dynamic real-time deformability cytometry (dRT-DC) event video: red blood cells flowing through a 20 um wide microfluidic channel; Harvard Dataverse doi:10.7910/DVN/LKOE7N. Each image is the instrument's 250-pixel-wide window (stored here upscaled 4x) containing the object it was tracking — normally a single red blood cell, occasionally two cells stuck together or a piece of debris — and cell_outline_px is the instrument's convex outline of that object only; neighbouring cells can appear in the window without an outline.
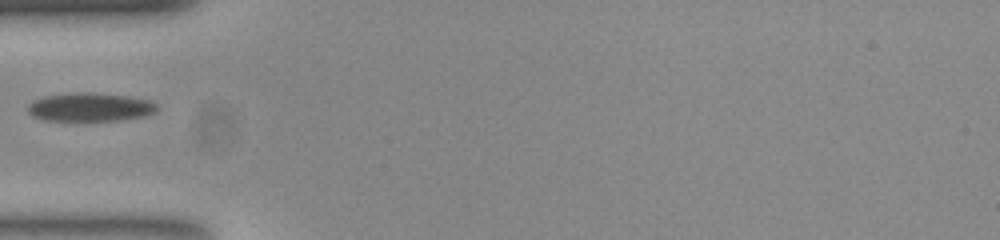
{"species": "common noctule bat (a hibernating species)", "species_latin": "Nyctalus noctula", "temperature_condition": "room temperature", "stored_images_in_passage": 31, "camera_frame_rate_fps": 3000, "um_per_image_px": 0.085, "animal": {"sex": "female", "body_mass_g": 23.0, "forearm_length_mm": 53.4}, "frame": {"image": 1, "passage_image": 1, "time_ms": 0.0, "image_size_px": [1000, 240], "cell_outline_px": [[156, 112], [144, 116], [116, 120], [48, 120], [32, 116], [28, 112], [28, 104], [32, 100], [44, 96], [80, 92], [92, 92], [128, 96], [148, 100], [156, 104]], "centroid_in_image_um": [7.63, 9.09], "position_along_channel_um": 77.4, "area_um2": 21.27}}
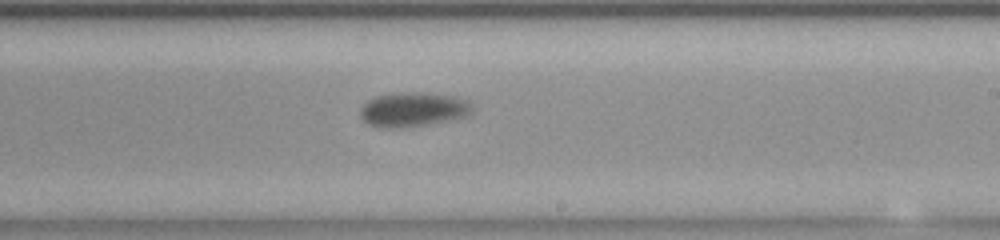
{"frame": {"image": 2, "passage_image": 15, "time_ms": 4.667, "image_size_px": [1000, 240], "cell_outline_px": [[472, 112], [464, 116], [448, 120], [424, 124], [388, 128], [380, 128], [368, 124], [360, 116], [360, 108], [368, 100], [376, 96], [396, 92], [436, 92], [456, 96], [468, 100], [472, 104]], "centroid_in_image_um": [35.11, 9.26], "position_along_channel_um": 253.9, "area_um2": 22.54}}
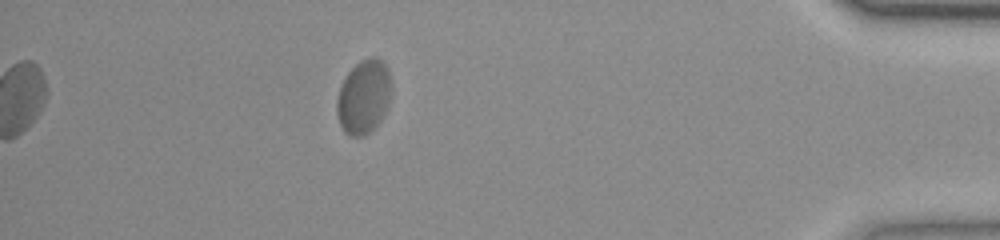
{"frame": {"image": 3, "passage_image": 31, "time_ms": 10.0, "image_size_px": [1000, 240], "cell_outline_px": [[392, 88], [388, 104], [380, 120], [364, 136], [352, 136], [344, 132], [340, 124], [336, 112], [336, 100], [340, 88], [348, 72], [360, 60], [372, 56], [376, 56], [388, 68], [392, 84]], "centroid_in_image_um": [30.92, 8.2], "position_along_channel_um": 404.3, "area_um2": 23.41}}